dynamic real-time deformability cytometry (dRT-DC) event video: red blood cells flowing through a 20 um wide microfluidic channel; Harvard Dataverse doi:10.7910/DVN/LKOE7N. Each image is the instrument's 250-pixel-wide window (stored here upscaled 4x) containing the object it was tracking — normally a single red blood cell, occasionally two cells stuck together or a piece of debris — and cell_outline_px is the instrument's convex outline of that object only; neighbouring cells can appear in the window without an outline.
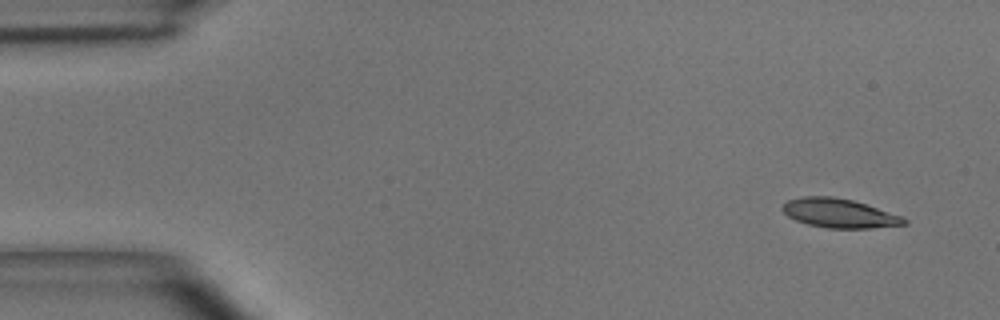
{"species": "common noctule bat (a hibernating species)", "species_latin": "Nyctalus noctula", "temperature_condition": "room temperature", "stored_images_in_passage": 5, "segment_of_instrument_passage": [1, 2], "camera_frame_rate_fps": 3000, "um_per_image_px": 0.085, "animal": {"sex": "male", "body_mass_g": 15.6}, "frame": {"image": 1, "passage_image": 1, "time_ms": 0.0, "image_size_px": [1000, 320], "cell_outline_px": [[908, 224], [872, 228], [828, 228], [808, 224], [796, 220], [788, 216], [780, 208], [788, 200], [800, 196], [832, 196], [852, 200], [904, 216], [908, 220]], "centroid_in_image_um": [71.36, 18.12], "position_along_channel_um": 13.6, "area_um2": 20.69}}
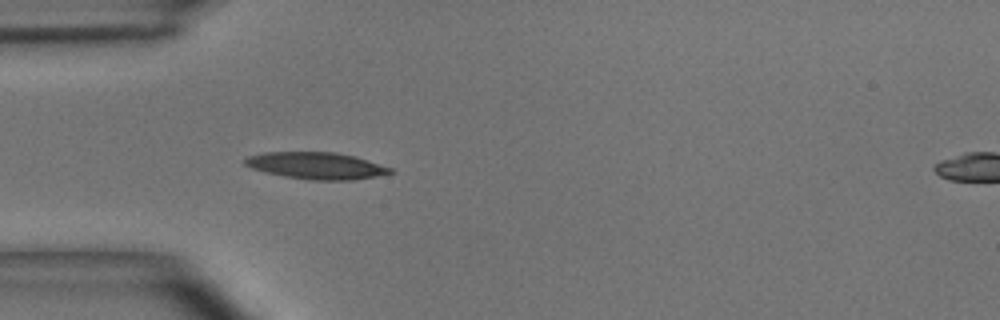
{"frame": {"image": 2, "passage_image": 4, "time_ms": 1.0, "image_size_px": [1000, 320], "cell_outline_px": [[396, 172], [376, 176], [352, 180], [312, 180], [284, 176], [264, 172], [252, 168], [244, 164], [244, 160], [248, 156], [264, 152], [332, 152], [356, 156], [392, 168]], "centroid_in_image_um": [26.9, 14.08], "position_along_channel_um": 58.1, "area_um2": 22.72}}